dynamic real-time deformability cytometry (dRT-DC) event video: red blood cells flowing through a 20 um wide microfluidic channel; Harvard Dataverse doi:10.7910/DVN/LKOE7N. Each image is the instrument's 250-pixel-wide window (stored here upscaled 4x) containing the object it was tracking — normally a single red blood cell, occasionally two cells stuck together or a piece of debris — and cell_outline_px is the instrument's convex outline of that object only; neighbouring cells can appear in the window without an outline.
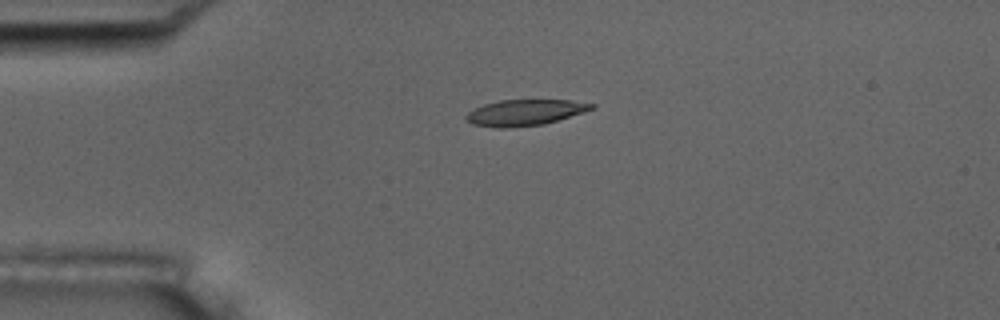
{"species": "common noctule bat (a hibernating species)", "species_latin": "Nyctalus noctula", "temperature_condition": "room temperature", "stored_images_in_passage": 6, "camera_frame_rate_fps": 3000, "um_per_image_px": 0.085, "animal": {"sex": "male", "body_mass_g": 17.5, "forearm_length_mm": 52.3}, "frame": {"image": 1, "passage_image": 4, "time_ms": 3.333, "image_size_px": [1000, 320], "cell_outline_px": [[596, 108], [584, 112], [544, 124], [504, 128], [500, 128], [472, 124], [464, 116], [472, 108], [484, 104], [500, 100], [568, 100], [596, 104]], "centroid_in_image_um": [44.61, 9.56], "position_along_channel_um": 40.4, "area_um2": 18.96}}